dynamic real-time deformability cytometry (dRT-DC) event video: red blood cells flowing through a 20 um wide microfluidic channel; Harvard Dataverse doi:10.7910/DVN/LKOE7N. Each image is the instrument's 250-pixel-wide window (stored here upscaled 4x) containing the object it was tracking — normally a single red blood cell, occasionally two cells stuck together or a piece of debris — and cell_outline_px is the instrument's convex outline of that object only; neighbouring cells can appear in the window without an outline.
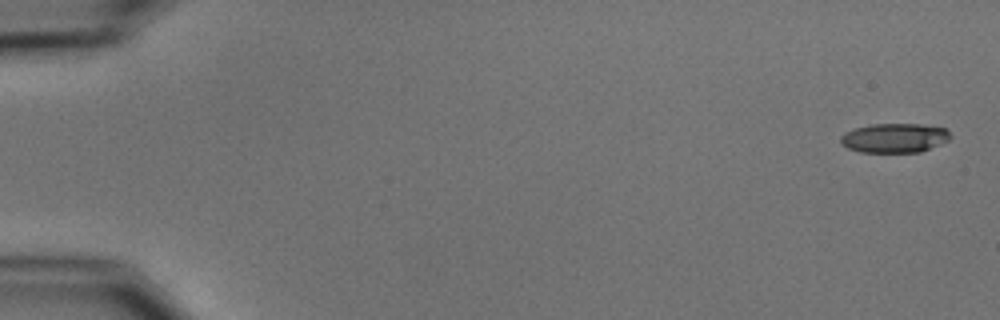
{"species": "common noctule bat (a hibernating species)", "species_latin": "Nyctalus noctula", "temperature_condition": "cold", "stored_images_in_passage": 5, "camera_frame_rate_fps": 3000, "um_per_image_px": 0.085, "animal": {"sex": "male", "body_mass_g": 15.6}, "frame": {"image": 1, "passage_image": 1, "time_ms": 0.0, "image_size_px": [1000, 320], "cell_outline_px": [[952, 136], [948, 140], [940, 144], [920, 152], [860, 152], [848, 148], [840, 144], [840, 136], [844, 132], [856, 128], [872, 124], [920, 124], [944, 128]], "centroid_in_image_um": [76.0, 11.73], "position_along_channel_um": 9.0, "area_um2": 18.73}}
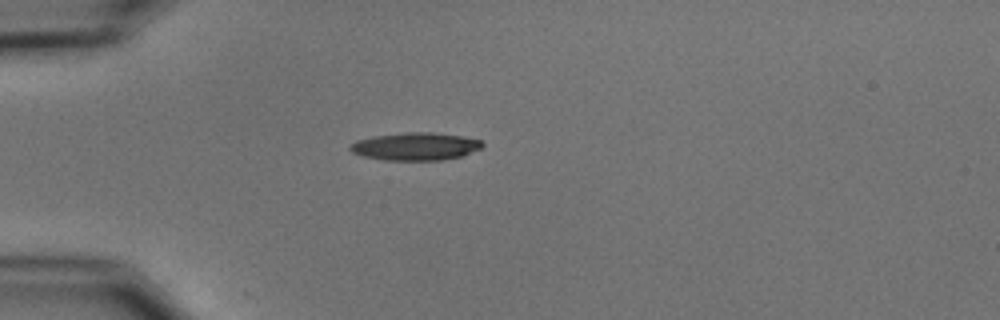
{"frame": {"image": 2, "passage_image": 5, "time_ms": 4.667, "image_size_px": [1000, 320], "cell_outline_px": [[484, 144], [480, 148], [460, 156], [444, 160], [384, 160], [364, 156], [352, 152], [348, 148], [348, 144], [356, 140], [372, 136], [404, 132], [432, 132], [464, 136], [480, 140]], "centroid_in_image_um": [35.27, 12.43], "position_along_channel_um": 49.7, "area_um2": 21.44}}